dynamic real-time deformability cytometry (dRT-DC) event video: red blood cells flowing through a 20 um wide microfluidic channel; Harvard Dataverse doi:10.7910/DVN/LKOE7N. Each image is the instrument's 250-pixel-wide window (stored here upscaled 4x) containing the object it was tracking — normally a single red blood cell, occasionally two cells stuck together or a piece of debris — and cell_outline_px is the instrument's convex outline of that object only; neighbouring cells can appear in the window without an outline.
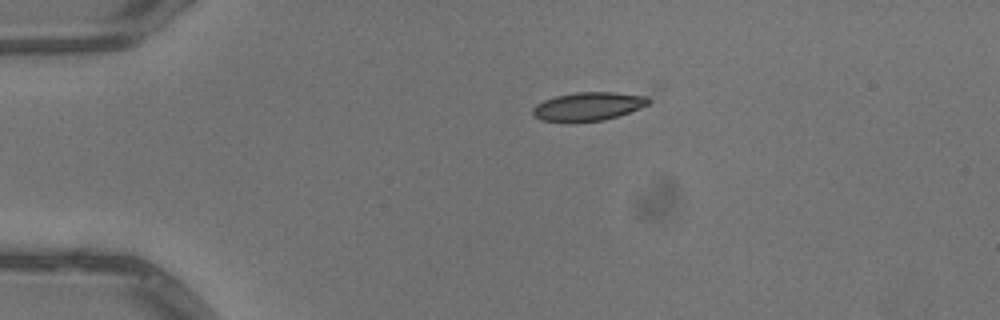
{"species": "common noctule bat (a hibernating species)", "species_latin": "Nyctalus noctula", "temperature_condition": "warm", "stored_images_in_passage": 2, "camera_frame_rate_fps": 3000, "um_per_image_px": 0.085, "animal": {"sex": "male", "body_mass_g": 13.3}, "frame": {"image": 1, "passage_image": 1, "time_ms": 0.0, "image_size_px": [1000, 320], "cell_outline_px": [[652, 100], [648, 104], [640, 108], [604, 120], [540, 120], [532, 112], [532, 108], [536, 104], [544, 100], [556, 96], [576, 92], [652, 92]], "centroid_in_image_um": [50.18, 8.97], "position_along_channel_um": 34.8, "area_um2": 19.36}}